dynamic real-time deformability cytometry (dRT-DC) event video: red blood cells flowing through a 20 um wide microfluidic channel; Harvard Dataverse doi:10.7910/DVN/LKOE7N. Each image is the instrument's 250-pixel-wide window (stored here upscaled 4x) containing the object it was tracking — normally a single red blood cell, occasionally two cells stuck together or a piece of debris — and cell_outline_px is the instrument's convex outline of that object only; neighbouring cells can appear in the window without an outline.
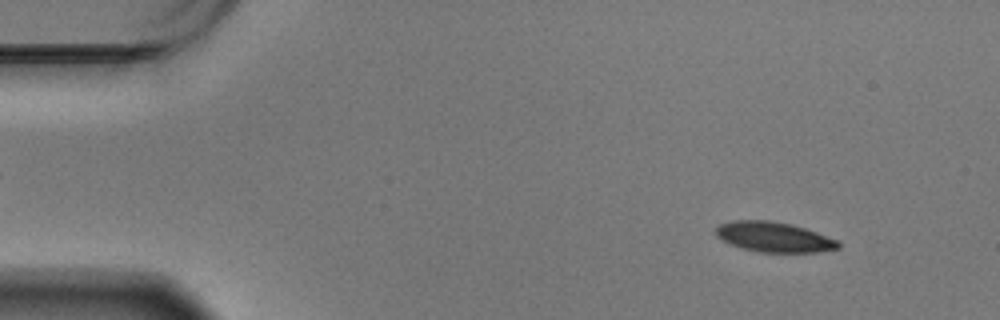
{"species": "Egyptian fruit bat (a non-hibernating species)", "species_latin": "Rousettus aegyptiacus", "temperature_condition": "warm", "stored_images_in_passage": 58, "camera_frame_rate_fps": 3000, "um_per_image_px": 0.085, "animal": {"sex": "male"}, "frame": {"image": 1, "passage_image": 6, "time_ms": 1.667, "image_size_px": [1000, 320], "cell_outline_px": [[840, 248], [816, 252], [760, 252], [744, 248], [732, 244], [716, 236], [716, 228], [720, 224], [732, 220], [768, 220], [792, 224], [840, 240]], "centroid_in_image_um": [65.82, 20.14], "position_along_channel_um": 19.2, "area_um2": 21.33}}
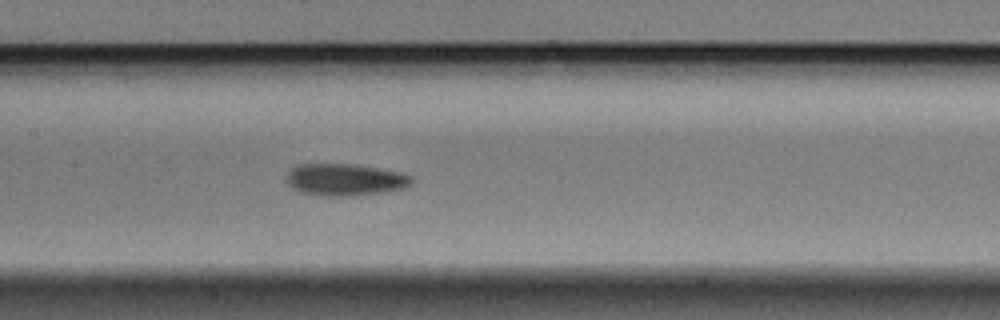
{"frame": {"image": 2, "passage_image": 28, "time_ms": 9.0, "image_size_px": [1000, 320], "cell_outline_px": [[412, 184], [404, 188], [384, 192], [356, 196], [316, 196], [300, 192], [292, 188], [284, 180], [288, 172], [296, 164], [356, 164], [400, 172], [412, 176]], "centroid_in_image_um": [29.29, 15.28], "position_along_channel_um": 178.1, "area_um2": 23.76}}
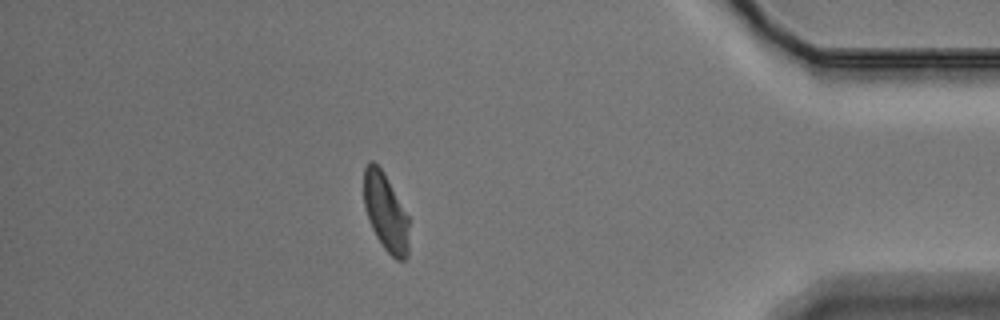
{"frame": {"image": 3, "passage_image": 51, "time_ms": 16.667, "image_size_px": [1000, 320], "cell_outline_px": [[408, 256], [404, 260], [396, 260], [384, 248], [376, 236], [372, 228], [364, 204], [364, 168], [368, 160], [372, 160], [384, 172], [408, 216]], "centroid_in_image_um": [32.78, 18.03], "position_along_channel_um": 402.4, "area_um2": 20.29}, "authors_computed_cell_mechanics": {"area_um2": 22.253, "velocity_mm_per_s": 3.4419, "shape_relaxation_time_tau1_ms": 3.6125, "shape_relaxation_time_tau2_ms": 2.8938, "deformation_change_tau1": 0.1351, "deformation_change_tau2": 0.0871}}